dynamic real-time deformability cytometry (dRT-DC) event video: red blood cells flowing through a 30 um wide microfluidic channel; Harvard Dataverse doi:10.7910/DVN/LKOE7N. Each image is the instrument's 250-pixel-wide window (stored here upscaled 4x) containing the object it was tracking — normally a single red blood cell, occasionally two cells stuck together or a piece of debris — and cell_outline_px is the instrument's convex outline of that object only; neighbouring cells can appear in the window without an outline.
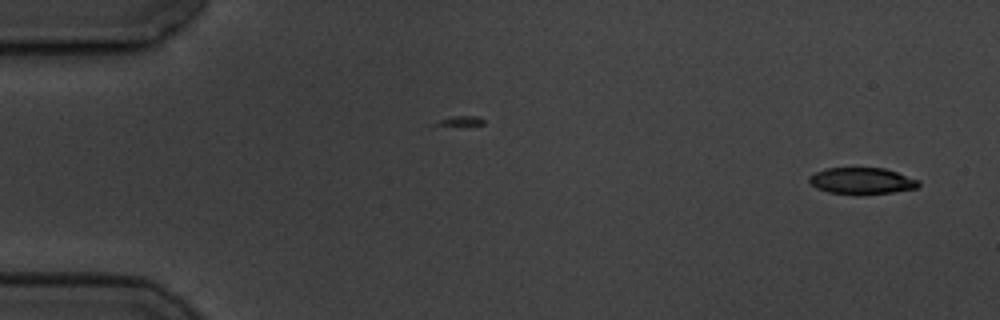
{"species": "common noctule bat (a hibernating species)", "species_latin": "Nyctalus noctula", "temperature_condition": "cold", "stored_images_in_passage": 3, "camera_frame_rate_fps": 3000, "um_per_image_px": 0.085, "animal": {"sex": "male", "body_mass_g": 19.5, "forearm_length_mm": 54.6}, "frame": {"image": 1, "passage_image": 3, "time_ms": 2.0, "image_size_px": [1000, 320], "cell_outline_px": [[920, 184], [916, 188], [892, 192], [828, 192], [816, 188], [808, 180], [808, 176], [824, 168], [884, 168], [920, 180]], "centroid_in_image_um": [73.24, 15.33], "position_along_channel_um": 11.8, "area_um2": 16.24}}